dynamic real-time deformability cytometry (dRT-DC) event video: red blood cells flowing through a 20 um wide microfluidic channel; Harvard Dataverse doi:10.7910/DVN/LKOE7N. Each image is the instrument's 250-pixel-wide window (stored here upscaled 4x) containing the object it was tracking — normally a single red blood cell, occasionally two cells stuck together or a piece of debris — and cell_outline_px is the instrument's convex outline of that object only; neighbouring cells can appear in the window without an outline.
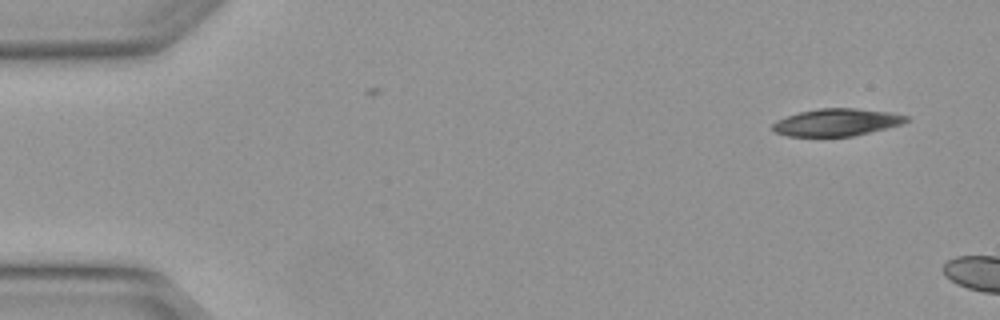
{"species": "Egyptian fruit bat (a non-hibernating species)", "species_latin": "Rousettus aegyptiacus", "temperature_condition": "warm", "stored_images_in_passage": 2, "camera_frame_rate_fps": 3000, "um_per_image_px": 0.085, "animal": {"sex": "female"}, "frame": {"image": 1, "passage_image": 1, "time_ms": 0.0, "image_size_px": [1000, 320], "cell_outline_px": [[908, 120], [900, 124], [852, 136], [788, 136], [776, 132], [772, 128], [772, 124], [776, 120], [800, 112], [820, 108], [856, 108], [892, 112], [908, 116]], "centroid_in_image_um": [71.1, 10.38], "position_along_channel_um": 13.9, "area_um2": 20.98}}